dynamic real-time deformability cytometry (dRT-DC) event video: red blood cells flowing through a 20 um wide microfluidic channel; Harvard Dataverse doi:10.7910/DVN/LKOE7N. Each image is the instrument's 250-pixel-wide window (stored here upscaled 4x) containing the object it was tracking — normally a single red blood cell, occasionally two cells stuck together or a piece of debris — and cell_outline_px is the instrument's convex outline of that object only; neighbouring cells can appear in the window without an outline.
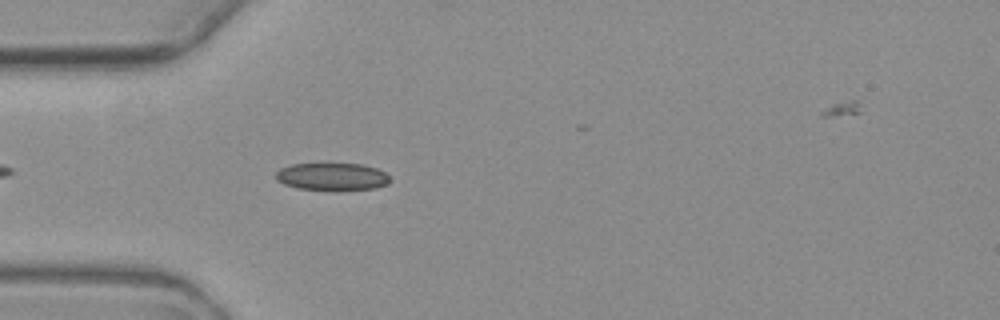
{"species": "common noctule bat (a hibernating species)", "species_latin": "Nyctalus noctula", "temperature_condition": "warm", "stored_images_in_passage": 2, "camera_frame_rate_fps": 3000, "um_per_image_px": 0.085, "animal": {"sex": "female", "body_mass_g": 19.3, "forearm_length_mm": 54.1}, "frame": {"image": 1, "passage_image": 2, "time_ms": 1.333, "image_size_px": [1000, 320], "cell_outline_px": [[392, 180], [388, 184], [376, 188], [336, 192], [296, 188], [284, 184], [276, 180], [276, 172], [280, 168], [292, 164], [360, 164], [376, 168], [384, 172]], "centroid_in_image_um": [28.24, 15.05], "position_along_channel_um": 56.8, "area_um2": 18.79}}